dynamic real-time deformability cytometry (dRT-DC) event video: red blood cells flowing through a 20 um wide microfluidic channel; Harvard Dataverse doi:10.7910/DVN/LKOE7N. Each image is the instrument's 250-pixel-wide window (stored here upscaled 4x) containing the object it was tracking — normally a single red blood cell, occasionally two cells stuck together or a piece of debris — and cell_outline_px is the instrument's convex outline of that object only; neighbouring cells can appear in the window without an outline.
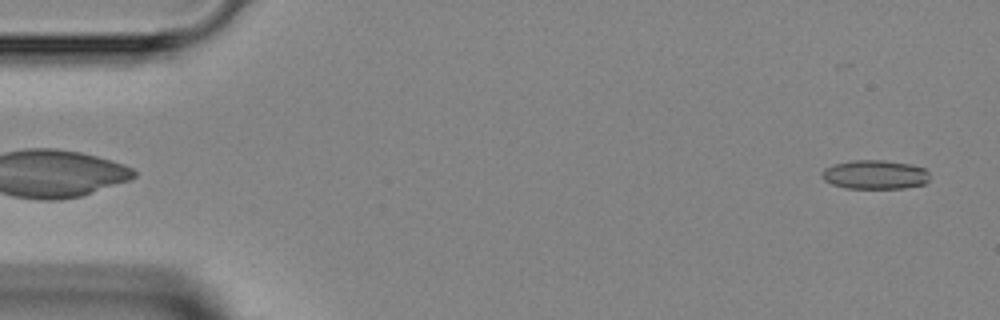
{"species": "Egyptian fruit bat (a non-hibernating species)", "species_latin": "Rousettus aegyptiacus", "temperature_condition": "room temperature", "stored_images_in_passage": 13, "camera_frame_rate_fps": 3000, "um_per_image_px": 0.085, "animal": {"sex": "female"}, "frame": {"image": 1, "passage_image": 1, "time_ms": 0.0, "image_size_px": [1000, 320], "cell_outline_px": [[928, 180], [924, 184], [904, 188], [844, 188], [832, 184], [824, 180], [820, 176], [820, 172], [824, 168], [836, 164], [852, 160], [884, 160], [912, 164], [924, 168], [928, 172]], "centroid_in_image_um": [74.35, 14.84], "position_along_channel_um": 10.7, "area_um2": 18.32}}
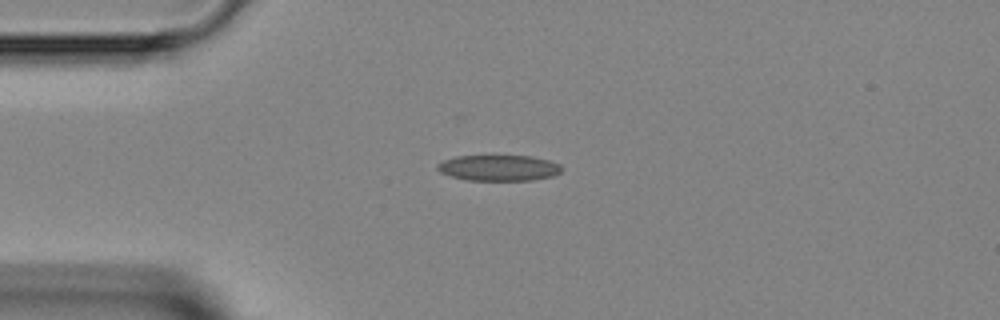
{"frame": {"image": 2, "passage_image": 10, "time_ms": 3.0, "image_size_px": [1000, 320], "cell_outline_px": [[560, 172], [552, 176], [532, 180], [468, 180], [452, 176], [440, 172], [436, 168], [436, 164], [444, 160], [456, 156], [532, 156], [548, 160], [560, 164]], "centroid_in_image_um": [42.37, 14.27], "position_along_channel_um": 42.6, "area_um2": 18.55}}